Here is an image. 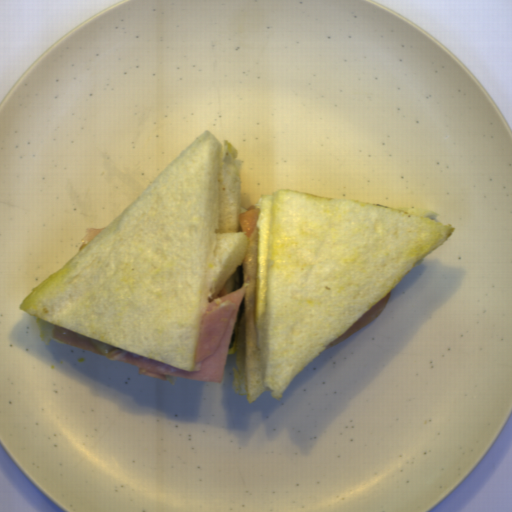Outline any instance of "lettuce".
I'll return each mask as SVG.
<instances>
[{"mask_svg": "<svg viewBox=\"0 0 512 512\" xmlns=\"http://www.w3.org/2000/svg\"><path fill=\"white\" fill-rule=\"evenodd\" d=\"M236 337H237V335L232 331L227 350L233 348L235 341H236Z\"/></svg>", "mask_w": 512, "mask_h": 512, "instance_id": "1", "label": "lettuce"}]
</instances>
